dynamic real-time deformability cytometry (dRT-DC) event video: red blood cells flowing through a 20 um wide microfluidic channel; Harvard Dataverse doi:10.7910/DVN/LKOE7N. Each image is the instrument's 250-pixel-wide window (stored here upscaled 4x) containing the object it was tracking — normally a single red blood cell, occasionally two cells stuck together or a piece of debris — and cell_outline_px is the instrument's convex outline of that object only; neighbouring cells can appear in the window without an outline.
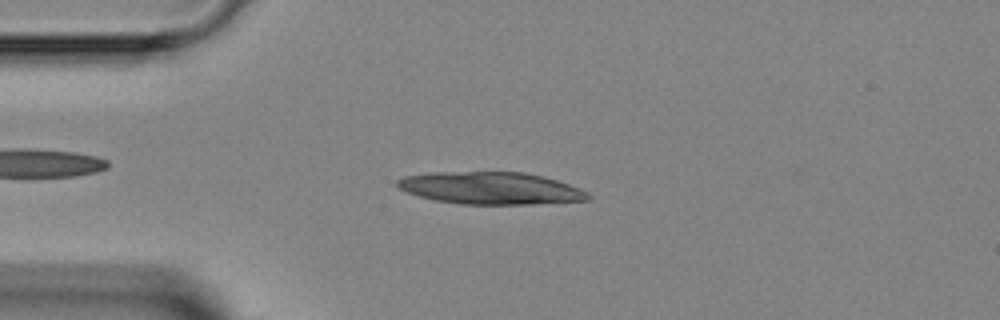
{"species": "Egyptian fruit bat (a non-hibernating species)", "species_latin": "Rousettus aegyptiacus", "temperature_condition": "room temperature", "stored_images_in_passage": 4, "camera_frame_rate_fps": 3000, "um_per_image_px": 0.085, "animal": {"sex": "female"}, "frame": {"image": 1, "passage_image": 3, "time_ms": 3.333, "image_size_px": [1000, 320], "cell_outline_px": [[592, 196], [588, 200], [532, 204], [460, 204], [436, 200], [420, 196], [408, 192], [400, 188], [396, 184], [396, 180], [404, 176], [432, 172], [524, 172], [556, 180], [580, 188], [588, 192]], "centroid_in_image_um": [41.72, 15.99], "position_along_channel_um": 43.3, "area_um2": 35.66}}